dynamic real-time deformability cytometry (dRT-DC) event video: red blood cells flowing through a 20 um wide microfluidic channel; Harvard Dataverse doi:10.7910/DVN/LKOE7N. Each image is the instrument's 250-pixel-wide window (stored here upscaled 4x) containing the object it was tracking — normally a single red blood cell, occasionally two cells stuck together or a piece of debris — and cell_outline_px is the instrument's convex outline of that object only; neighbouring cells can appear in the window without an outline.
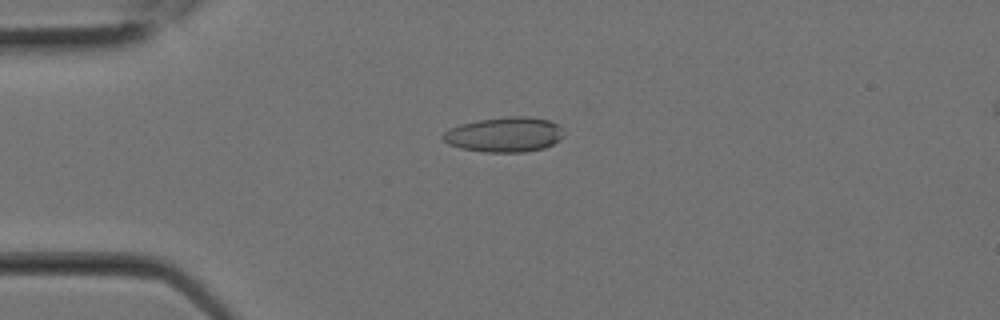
{"species": "Egyptian fruit bat (a non-hibernating species)", "species_latin": "Rousettus aegyptiacus", "temperature_condition": "room temperature", "stored_images_in_passage": 2, "camera_frame_rate_fps": 3000, "um_per_image_px": 0.085, "animal": {"sex": "female"}, "frame": {"image": 1, "passage_image": 2, "time_ms": 0.333, "image_size_px": [1000, 320], "cell_outline_px": [[564, 136], [560, 140], [544, 148], [524, 152], [484, 152], [460, 148], [448, 144], [440, 136], [448, 128], [460, 124], [480, 120], [508, 116], [528, 116], [552, 120], [560, 124], [564, 132]], "centroid_in_image_um": [42.91, 11.43], "position_along_channel_um": 42.1, "area_um2": 24.97}}